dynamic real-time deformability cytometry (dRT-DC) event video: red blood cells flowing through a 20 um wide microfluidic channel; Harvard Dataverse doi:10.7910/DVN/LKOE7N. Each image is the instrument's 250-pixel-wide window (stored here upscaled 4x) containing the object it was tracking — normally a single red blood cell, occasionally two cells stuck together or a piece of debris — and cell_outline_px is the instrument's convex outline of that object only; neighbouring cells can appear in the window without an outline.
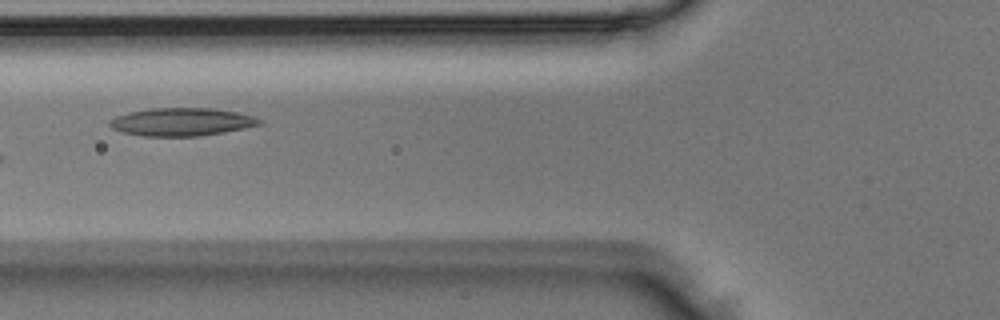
{"species": "Egyptian fruit bat (a non-hibernating species)", "species_latin": "Rousettus aegyptiacus", "temperature_condition": "room temperature", "stored_images_in_passage": 3, "camera_frame_rate_fps": 3000, "um_per_image_px": 0.085, "animal": {"sex": "male"}, "frame": {"image": 1, "passage_image": 3, "time_ms": 0.667, "image_size_px": [1000, 320], "cell_outline_px": [[264, 124], [224, 132], [200, 136], [140, 136], [124, 132], [112, 128], [108, 124], [108, 120], [116, 116], [128, 112], [148, 108], [212, 108], [236, 112], [252, 116], [264, 120]], "centroid_in_image_um": [15.44, 10.36], "position_along_channel_um": 110.4, "area_um2": 24.57}}